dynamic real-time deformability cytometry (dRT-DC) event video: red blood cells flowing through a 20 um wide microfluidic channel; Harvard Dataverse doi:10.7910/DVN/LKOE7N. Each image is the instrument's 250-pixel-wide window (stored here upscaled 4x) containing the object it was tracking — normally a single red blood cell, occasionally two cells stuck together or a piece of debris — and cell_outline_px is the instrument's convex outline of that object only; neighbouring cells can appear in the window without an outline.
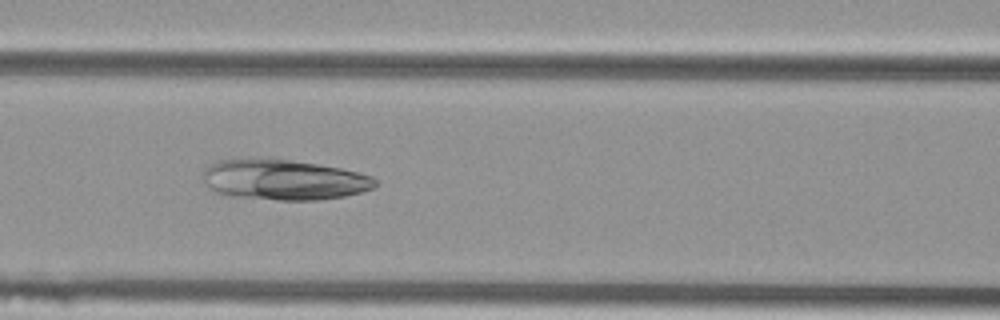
{"species": "Egyptian fruit bat (a non-hibernating species)", "species_latin": "Rousettus aegyptiacus", "temperature_condition": "cold", "stored_images_in_passage": 41, "camera_frame_rate_fps": 3000, "um_per_image_px": 0.085, "animal": {"sex": "female"}, "frame": {"image": 1, "passage_image": 15, "time_ms": 4.667, "image_size_px": [1000, 320], "cell_outline_px": [[376, 184], [372, 188], [360, 192], [344, 196], [316, 200], [280, 200], [228, 196], [216, 192], [200, 176], [204, 168], [208, 164], [216, 160], [268, 156], [340, 168], [360, 172], [372, 176], [376, 180]], "centroid_in_image_um": [24.05, 15.24], "position_along_channel_um": 142.6, "area_um2": 41.27}}
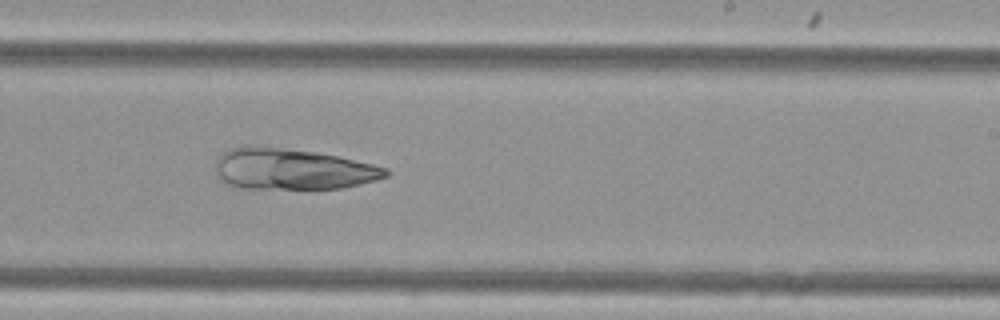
{"frame": {"image": 2, "passage_image": 25, "time_ms": 8.0, "image_size_px": [1000, 320], "cell_outline_px": [[388, 176], [376, 180], [360, 184], [340, 188], [240, 188], [228, 184], [220, 180], [216, 172], [216, 160], [228, 148], [244, 144], [252, 144], [316, 152], [336, 156], [372, 164], [388, 168]], "centroid_in_image_um": [24.8, 14.35], "position_along_channel_um": 264.2, "area_um2": 40.86}}
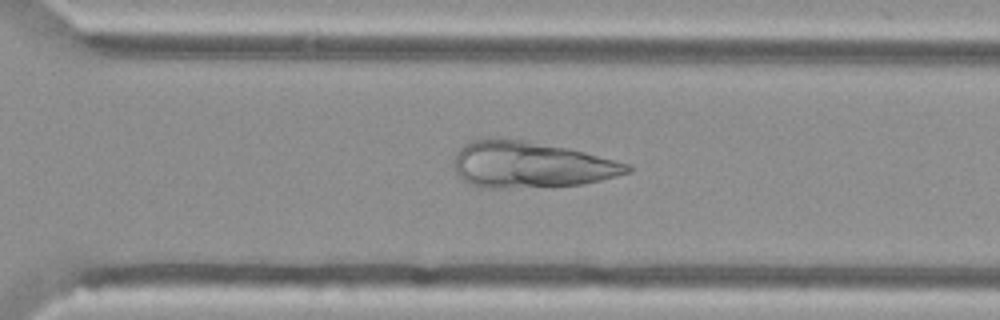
{"frame": {"image": 3, "passage_image": 30, "time_ms": 9.667, "image_size_px": [1000, 320], "cell_outline_px": [[632, 172], [584, 184], [552, 188], [480, 188], [468, 184], [452, 168], [452, 164], [456, 152], [464, 144], [476, 136], [500, 136], [524, 140], [568, 148], [632, 164]], "centroid_in_image_um": [45.05, 13.99], "position_along_channel_um": 325.5, "area_um2": 48.32}}